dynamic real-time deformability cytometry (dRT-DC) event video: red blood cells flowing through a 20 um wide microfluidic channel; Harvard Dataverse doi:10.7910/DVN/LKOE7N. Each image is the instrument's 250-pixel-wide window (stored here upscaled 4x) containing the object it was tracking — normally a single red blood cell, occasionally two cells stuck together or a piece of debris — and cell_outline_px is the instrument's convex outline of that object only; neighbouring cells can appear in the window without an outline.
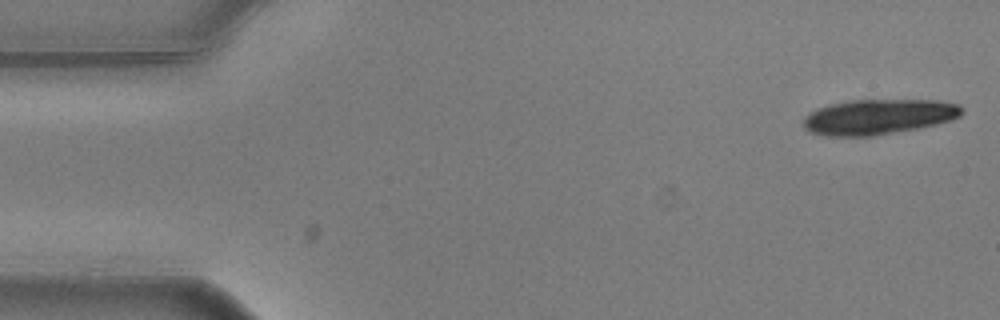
{"species": "common noctule bat (a hibernating species)", "species_latin": "Nyctalus noctula", "temperature_condition": "warm", "stored_images_in_passage": 17, "camera_frame_rate_fps": 3000, "um_per_image_px": 0.085, "animal": {"sex": "male", "body_mass_g": 20.5, "forearm_length_mm": 52.5}, "frame": {"image": 1, "passage_image": 1, "time_ms": 0.0, "image_size_px": [1000, 320], "cell_outline_px": [[964, 112], [960, 116], [936, 124], [916, 128], [872, 136], [824, 136], [808, 132], [804, 128], [804, 116], [808, 112], [816, 108], [828, 104], [852, 100], [940, 100], [960, 104], [964, 108]], "centroid_in_image_um": [74.63, 9.92], "position_along_channel_um": 10.4, "area_um2": 32.77}}